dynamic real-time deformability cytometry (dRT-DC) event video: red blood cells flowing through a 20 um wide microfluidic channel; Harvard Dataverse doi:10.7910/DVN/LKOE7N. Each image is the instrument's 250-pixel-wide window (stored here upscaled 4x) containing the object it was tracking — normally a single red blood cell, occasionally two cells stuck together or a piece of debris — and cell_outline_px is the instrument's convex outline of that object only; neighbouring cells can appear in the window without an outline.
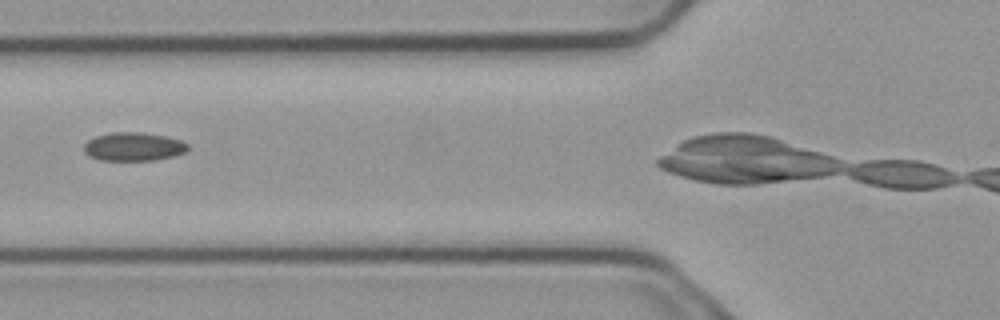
{"species": "common noctule bat (a hibernating species)", "species_latin": "Nyctalus noctula", "temperature_condition": "cold", "stored_images_in_passage": 4, "camera_frame_rate_fps": 3000, "um_per_image_px": 0.085, "animal": {"sex": "male", "body_mass_g": 23.1, "forearm_length_mm": 52.7}, "frame": {"image": 1, "passage_image": 3, "time_ms": 0.667, "image_size_px": [1000, 320], "cell_outline_px": [[188, 148], [184, 152], [172, 156], [152, 160], [100, 160], [88, 156], [84, 152], [84, 144], [88, 140], [96, 136], [112, 132], [140, 132], [164, 136], [180, 140], [188, 144]], "centroid_in_image_um": [11.31, 12.46], "position_along_channel_um": 114.5, "area_um2": 17.11}}